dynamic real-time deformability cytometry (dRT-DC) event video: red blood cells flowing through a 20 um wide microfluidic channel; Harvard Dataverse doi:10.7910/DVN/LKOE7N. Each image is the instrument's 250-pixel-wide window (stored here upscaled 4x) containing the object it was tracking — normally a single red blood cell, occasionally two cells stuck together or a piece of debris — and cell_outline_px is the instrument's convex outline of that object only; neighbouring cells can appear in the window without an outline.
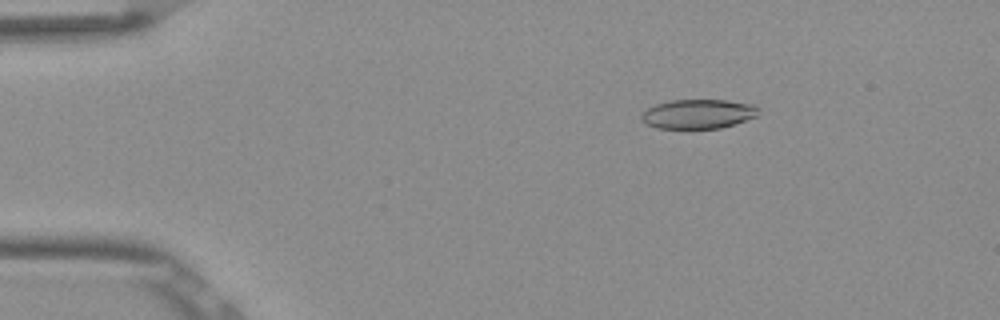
{"species": "Egyptian fruit bat (a non-hibernating species)", "species_latin": "Rousettus aegyptiacus", "temperature_condition": "room temperature", "stored_images_in_passage": 53, "camera_frame_rate_fps": 3000, "um_per_image_px": 0.085, "frame": {"image": 1, "passage_image": 9, "time_ms": 2.667, "image_size_px": [1000, 320], "cell_outline_px": [[760, 108], [756, 116], [720, 128], [660, 128], [648, 124], [640, 116], [648, 108], [656, 104], [672, 100], [728, 100], [756, 104]], "centroid_in_image_um": [59.39, 9.66], "position_along_channel_um": 25.6, "area_um2": 19.77}}
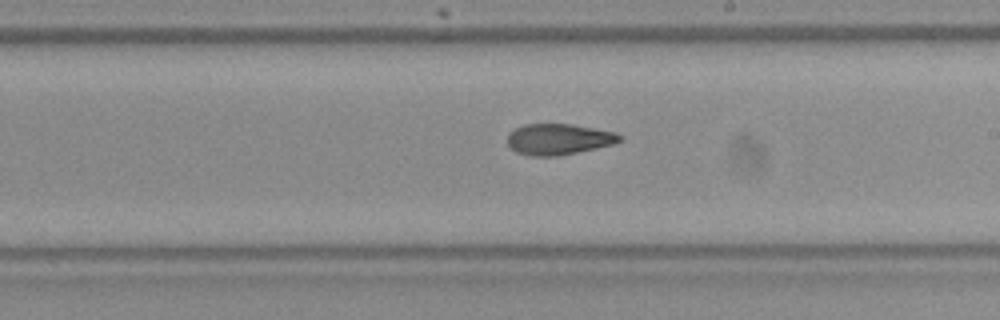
{"frame": {"image": 2, "passage_image": 31, "time_ms": 10.0, "image_size_px": [1000, 320], "cell_outline_px": [[624, 140], [612, 144], [596, 148], [556, 156], [532, 156], [516, 152], [508, 144], [508, 132], [524, 124], [572, 124], [616, 132], [624, 136]], "centroid_in_image_um": [47.51, 11.82], "position_along_channel_um": 241.5, "area_um2": 20.29}}
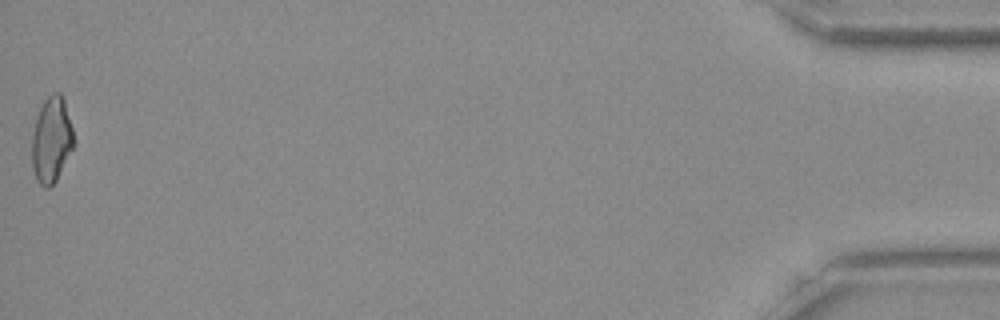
{"frame": {"image": 3, "passage_image": 53, "time_ms": 17.333, "image_size_px": [1000, 320], "cell_outline_px": [[76, 140], [56, 180], [48, 188], [44, 188], [36, 180], [32, 168], [32, 132], [36, 116], [44, 100], [52, 92], [60, 92], [64, 100]], "centroid_in_image_um": [4.36, 11.87], "position_along_channel_um": 430.8, "area_um2": 20.98}, "authors_computed_cell_mechanics": {"area_um2": 20.9236, "velocity_mm_per_s": 3.8872, "shape_relaxation_time_tau1_ms": null, "shape_relaxation_time_tau2_ms": 4.4614, "deformation_change_tau1": null, "deformation_change_tau2": 0.1291}}